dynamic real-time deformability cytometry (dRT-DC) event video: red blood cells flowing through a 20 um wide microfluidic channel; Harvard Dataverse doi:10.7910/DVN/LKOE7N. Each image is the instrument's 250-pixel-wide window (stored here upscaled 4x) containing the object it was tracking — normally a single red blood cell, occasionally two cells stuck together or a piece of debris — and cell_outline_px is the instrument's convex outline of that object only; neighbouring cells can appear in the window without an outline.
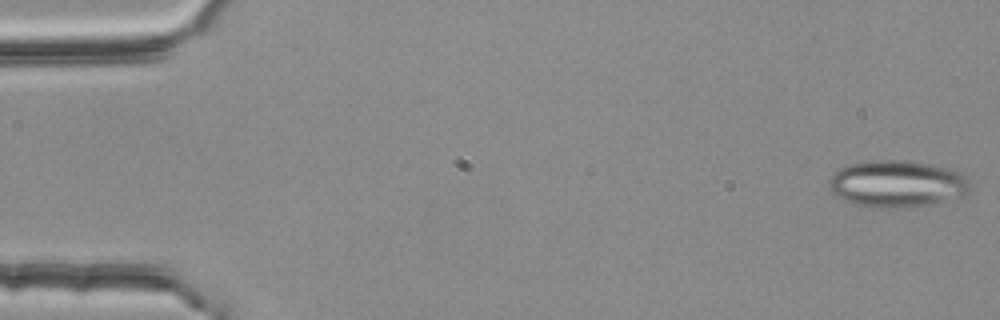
{"species": "common noctule bat (a hibernating species)", "species_latin": "Nyctalus noctula", "temperature_condition": "room temperature", "stored_images_in_passage": 5, "camera_frame_rate_fps": 3000, "um_per_image_px": 0.085, "animal": {"sex": "female", "body_mass_g": 25.1}, "frame": {"image": 1, "passage_image": 5, "time_ms": 1.333, "image_size_px": [1000, 320], "cell_outline_px": [[972, 188], [964, 196], [928, 204], [904, 208], [880, 208], [856, 204], [844, 200], [832, 192], [828, 184], [828, 180], [840, 168], [852, 164], [872, 160], [908, 160], [928, 164], [960, 172], [968, 180]], "centroid_in_image_um": [76.26, 15.63], "position_along_channel_um": 8.7, "area_um2": 38.32}}